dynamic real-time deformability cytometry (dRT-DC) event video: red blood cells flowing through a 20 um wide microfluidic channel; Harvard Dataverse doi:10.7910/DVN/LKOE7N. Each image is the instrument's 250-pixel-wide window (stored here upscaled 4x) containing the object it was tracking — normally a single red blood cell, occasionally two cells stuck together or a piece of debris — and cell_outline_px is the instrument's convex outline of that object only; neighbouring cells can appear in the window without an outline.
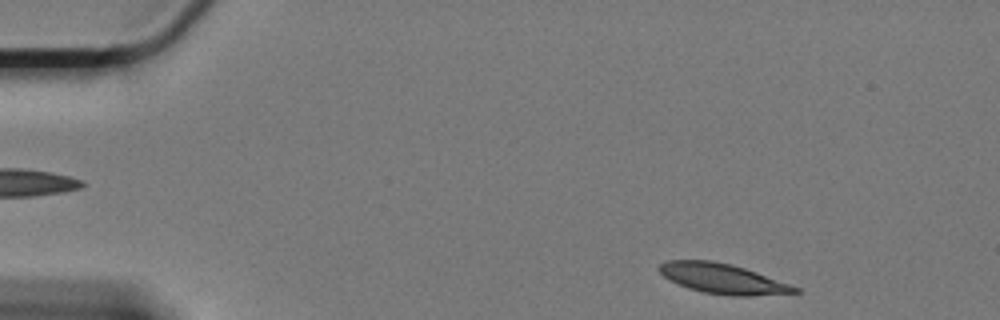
{"species": "Egyptian fruit bat (a non-hibernating species)", "species_latin": "Rousettus aegyptiacus", "temperature_condition": "cold", "stored_images_in_passage": 55, "camera_frame_rate_fps": 3000, "um_per_image_px": 0.085, "animal": {"sex": "female"}, "frame": {"image": 1, "passage_image": 2, "time_ms": 0.333, "image_size_px": [1000, 320], "cell_outline_px": [[800, 292], [752, 296], [732, 296], [704, 292], [688, 288], [664, 276], [656, 268], [660, 264], [668, 260], [712, 260], [732, 264], [756, 272], [800, 288]], "centroid_in_image_um": [61.42, 23.68], "position_along_channel_um": 23.6, "area_um2": 23.52}}
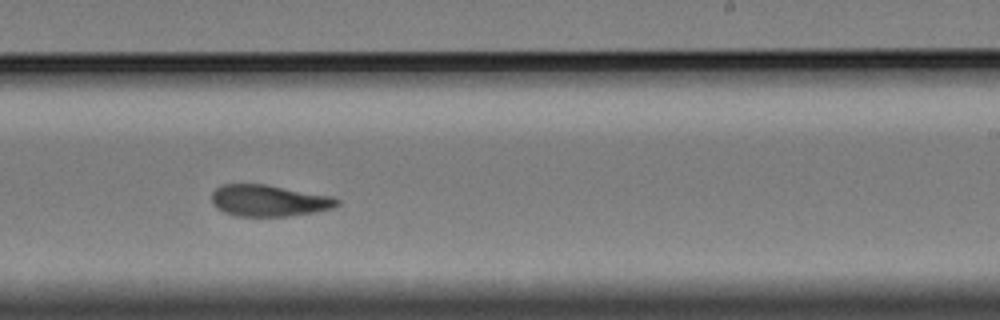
{"frame": {"image": 2, "passage_image": 32, "time_ms": 10.333, "image_size_px": [1000, 320], "cell_outline_px": [[340, 204], [332, 208], [316, 212], [288, 216], [236, 216], [224, 212], [216, 208], [212, 204], [212, 192], [216, 188], [224, 184], [264, 184], [336, 196], [340, 200]], "centroid_in_image_um": [22.89, 17.05], "position_along_channel_um": 266.1, "area_um2": 23.29}}
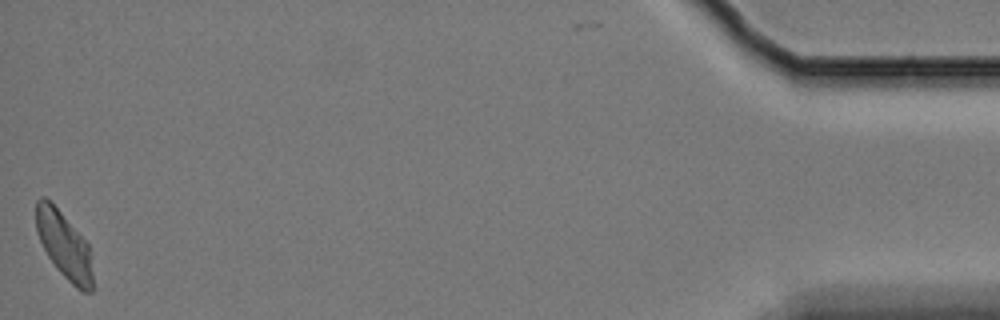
{"frame": {"image": 3, "passage_image": 55, "time_ms": 18.0, "image_size_px": [1000, 320], "cell_outline_px": [[92, 292], [84, 292], [76, 288], [56, 268], [48, 256], [36, 232], [36, 200], [40, 196], [44, 196], [52, 200], [88, 244], [92, 272]], "centroid_in_image_um": [5.42, 20.79], "position_along_channel_um": 429.8, "area_um2": 22.08}, "authors_computed_cell_mechanics": {"area_um2": 23.7558, "velocity_mm_per_s": 3.2588, "shape_relaxation_time_tau1_ms": 5.9445, "shape_relaxation_time_tau2_ms": 2.7397, "deformation_change_tau1": 0.1609, "deformation_change_tau2": 0.086}}